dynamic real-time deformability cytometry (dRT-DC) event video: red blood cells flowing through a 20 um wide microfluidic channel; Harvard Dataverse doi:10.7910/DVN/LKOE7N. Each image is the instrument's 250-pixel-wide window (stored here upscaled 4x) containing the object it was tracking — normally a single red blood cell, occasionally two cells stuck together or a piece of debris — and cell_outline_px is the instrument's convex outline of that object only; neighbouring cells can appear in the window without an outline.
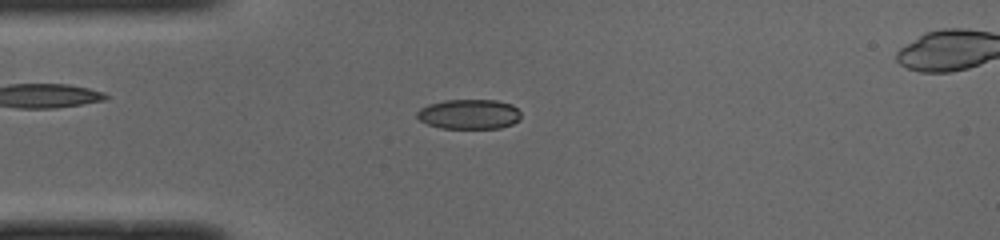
{"species": "common noctule bat (a hibernating species)", "species_latin": "Nyctalus noctula", "temperature_condition": "cold", "stored_images_in_passage": 51, "camera_frame_rate_fps": 3000, "um_per_image_px": 0.085, "animal": {"sex": "male", "body_mass_g": 19.0, "forearm_length_mm": 50.8}, "frame": {"image": 1, "passage_image": 13, "time_ms": 4.0, "image_size_px": [1000, 240], "cell_outline_px": [[520, 120], [512, 124], [500, 128], [440, 128], [428, 124], [420, 120], [416, 116], [416, 112], [420, 108], [428, 104], [444, 100], [496, 100], [512, 104], [520, 112]], "centroid_in_image_um": [39.87, 9.7], "position_along_channel_um": 45.1, "area_um2": 18.15}}
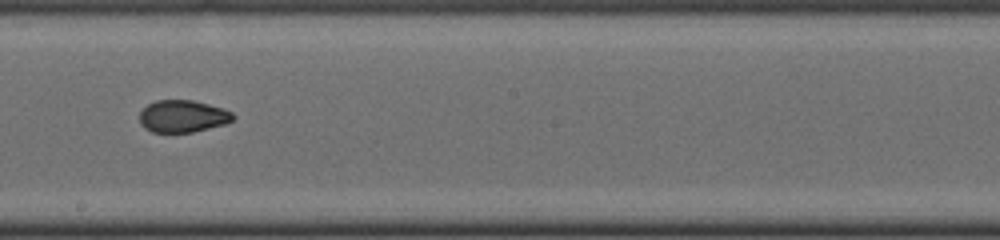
{"frame": {"image": 2, "passage_image": 28, "time_ms": 9.0, "image_size_px": [1000, 240], "cell_outline_px": [[236, 116], [232, 120], [224, 124], [192, 132], [152, 132], [144, 128], [140, 124], [140, 112], [148, 104], [156, 100], [192, 100], [224, 108], [232, 112]], "centroid_in_image_um": [15.53, 9.88], "position_along_channel_um": 232.7, "area_um2": 17.51}}
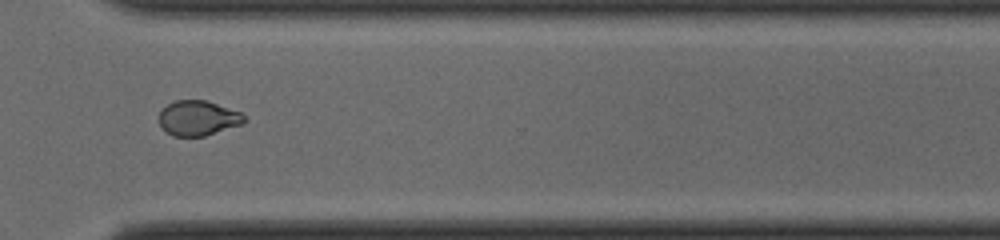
{"frame": {"image": 3, "passage_image": 37, "time_ms": 12.0, "image_size_px": [1000, 240], "cell_outline_px": [[244, 124], [204, 136], [172, 136], [160, 128], [160, 112], [168, 104], [176, 100], [204, 100], [240, 112], [244, 116]], "centroid_in_image_um": [16.82, 10.05], "position_along_channel_um": 353.8, "area_um2": 17.22}, "authors_computed_cell_mechanics": {"area_um2": 18.0336, "velocity_mm_per_s": 4.0169, "shape_relaxation_time_tau1_ms": null, "shape_relaxation_time_tau2_ms": 1.4451, "deformation_change_tau1": null, "deformation_change_tau2": 0.0571}}